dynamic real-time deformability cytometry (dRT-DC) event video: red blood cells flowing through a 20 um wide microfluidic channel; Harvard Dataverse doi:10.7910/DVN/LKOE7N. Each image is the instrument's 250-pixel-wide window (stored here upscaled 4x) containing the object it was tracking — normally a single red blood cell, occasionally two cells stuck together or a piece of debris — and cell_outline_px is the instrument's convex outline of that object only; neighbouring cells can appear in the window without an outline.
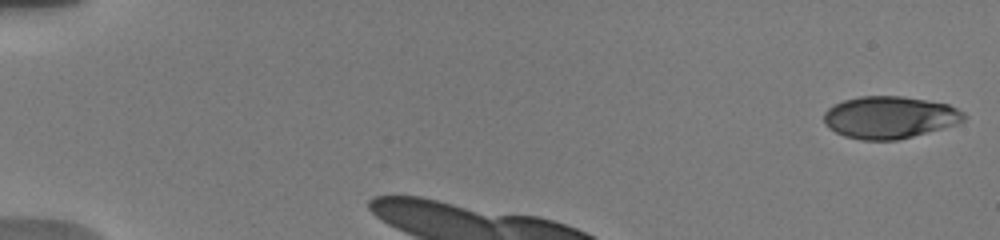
{"species": "human", "species_latin": "Homo sapiens", "temperature_condition": "warm", "stored_images_in_passage": 13, "camera_frame_rate_fps": 3000, "um_per_image_px": 0.085, "donor": {"sex": "male"}, "frame": {"image": 1, "passage_image": 1, "time_ms": 0.0, "image_size_px": [1000, 240], "cell_outline_px": [[968, 116], [964, 120], [956, 124], [912, 136], [896, 140], [860, 140], [844, 136], [828, 128], [824, 124], [824, 112], [832, 104], [844, 100], [860, 96], [904, 96], [948, 104], [964, 112]], "centroid_in_image_um": [75.59, 9.97], "position_along_channel_um": 9.4, "area_um2": 34.51}}